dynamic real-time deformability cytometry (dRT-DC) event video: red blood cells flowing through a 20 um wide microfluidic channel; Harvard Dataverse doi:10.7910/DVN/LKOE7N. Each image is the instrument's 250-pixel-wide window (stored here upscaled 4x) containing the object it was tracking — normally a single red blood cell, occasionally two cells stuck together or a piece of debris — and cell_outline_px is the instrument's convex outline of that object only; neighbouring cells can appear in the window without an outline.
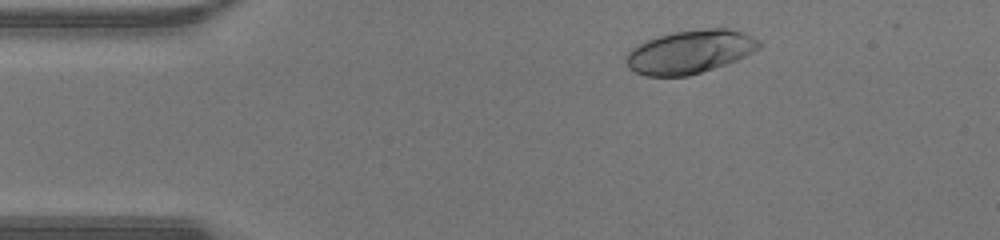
{"species": "human", "species_latin": "Homo sapiens", "temperature_condition": "warm", "stored_images_in_passage": 42, "camera_frame_rate_fps": 3000, "um_per_image_px": 0.085, "donor": {"sex": "male"}, "frame": {"image": 1, "passage_image": 3, "time_ms": 0.667, "image_size_px": [1000, 240], "cell_outline_px": [[764, 44], [760, 48], [736, 60], [688, 76], [644, 76], [628, 68], [624, 60], [624, 56], [632, 48], [648, 40], [660, 36], [676, 32], [704, 28], [724, 28], [740, 32], [752, 36], [760, 40]], "centroid_in_image_um": [58.63, 4.41], "position_along_channel_um": 26.4, "area_um2": 33.35}}
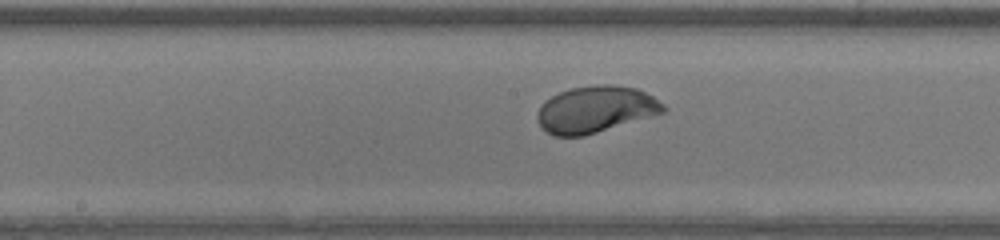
{"frame": {"image": 2, "passage_image": 19, "time_ms": 6.0, "image_size_px": [1000, 240], "cell_outline_px": [[668, 108], [664, 112], [584, 136], [552, 136], [540, 124], [536, 116], [540, 108], [552, 96], [560, 92], [572, 88], [596, 84], [608, 84], [636, 88], [652, 96], [664, 104]], "centroid_in_image_um": [50.64, 9.3], "position_along_channel_um": 197.6, "area_um2": 33.76}}
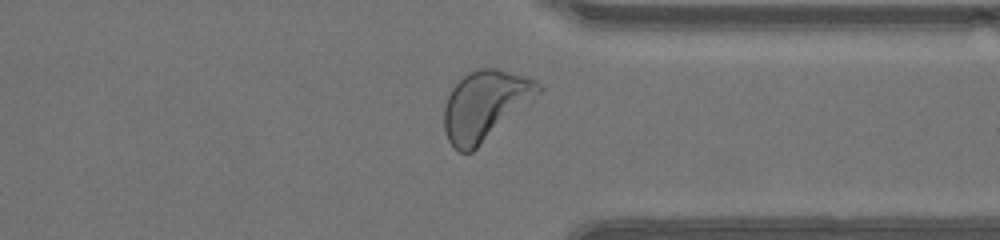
{"frame": {"image": 3, "passage_image": 31, "time_ms": 10.0, "image_size_px": [1000, 240], "cell_outline_px": [[544, 88], [528, 104], [472, 152], [460, 152], [448, 140], [444, 128], [444, 108], [448, 96], [452, 88], [468, 72], [476, 68], [496, 68], [524, 76], [536, 80], [544, 84]], "centroid_in_image_um": [41.24, 8.93], "position_along_channel_um": 370.2, "area_um2": 37.8}, "authors_computed_cell_mechanics": {"area_um2": 34.1887, "velocity_mm_per_s": 4.3879, "shape_relaxation_time_tau1_ms": 2.6658, "shape_relaxation_time_tau2_ms": null, "deformation_change_tau1": 0.1919, "deformation_change_tau2": null}}